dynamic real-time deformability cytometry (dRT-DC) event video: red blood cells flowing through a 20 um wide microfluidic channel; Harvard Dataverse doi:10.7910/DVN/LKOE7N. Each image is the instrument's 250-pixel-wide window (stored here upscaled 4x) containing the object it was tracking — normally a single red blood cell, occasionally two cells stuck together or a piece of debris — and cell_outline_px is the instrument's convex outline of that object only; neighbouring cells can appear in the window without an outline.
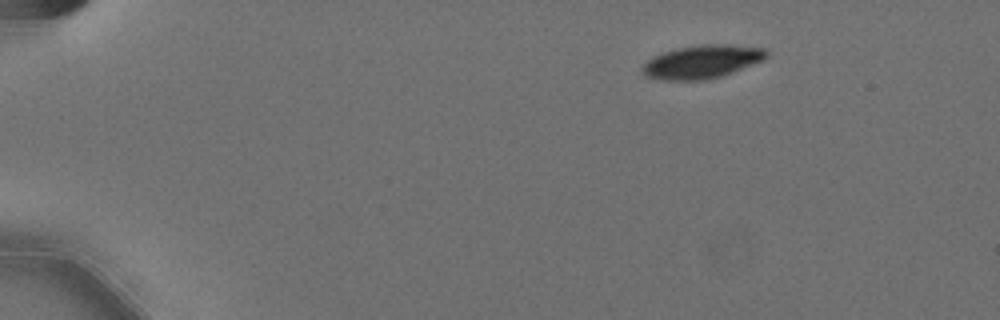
{"species": "Egyptian fruit bat (a non-hibernating species)", "species_latin": "Rousettus aegyptiacus", "temperature_condition": "cold", "stored_images_in_passage": 42, "camera_frame_rate_fps": 3000, "um_per_image_px": 0.085, "animal": {"sex": "female"}, "frame": {"image": 1, "passage_image": 1, "time_ms": 0.0, "image_size_px": [1000, 320], "cell_outline_px": [[768, 56], [764, 60], [732, 72], [720, 76], [704, 80], [660, 80], [644, 76], [640, 72], [640, 68], [648, 60], [664, 52], [680, 48], [700, 44], [728, 44], [764, 48], [768, 52]], "centroid_in_image_um": [59.66, 5.25], "position_along_channel_um": 25.3, "area_um2": 24.04}}
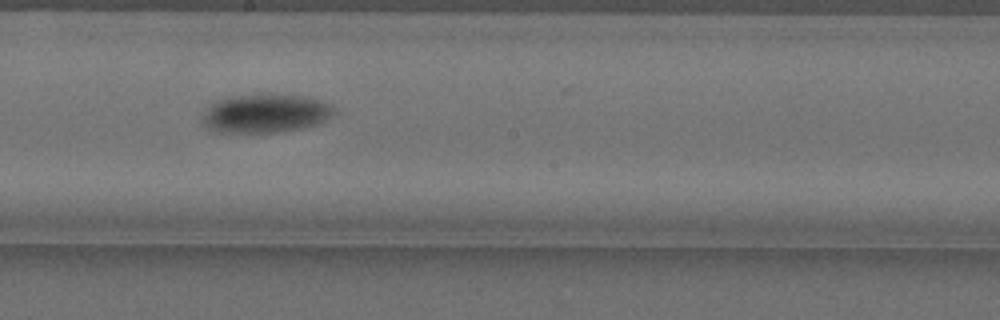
{"frame": {"image": 2, "passage_image": 26, "time_ms": 8.333, "image_size_px": [1000, 320], "cell_outline_px": [[336, 112], [332, 116], [316, 124], [300, 128], [276, 132], [220, 132], [204, 128], [204, 116], [208, 108], [212, 104], [220, 100], [232, 96], [304, 96], [320, 100], [332, 104], [336, 108]], "centroid_in_image_um": [22.61, 9.66], "position_along_channel_um": 225.6, "area_um2": 28.84}}
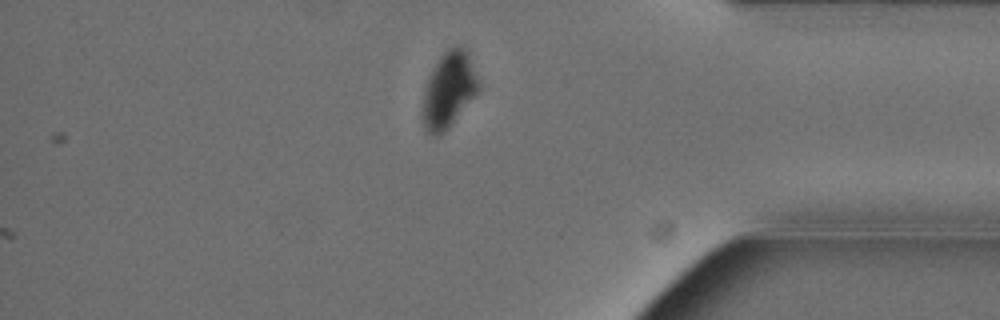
{"frame": {"image": 3, "passage_image": 42, "time_ms": 13.667, "image_size_px": [1000, 320], "cell_outline_px": [[480, 88], [448, 128], [440, 136], [436, 136], [424, 132], [420, 116], [424, 88], [428, 76], [440, 56], [448, 48], [464, 48], [468, 56], [480, 84]], "centroid_in_image_um": [38.06, 7.72], "position_along_channel_um": 397.1, "area_um2": 24.57}, "authors_computed_cell_mechanics": {"area_um2": 28.0619, "velocity_mm_per_s": 3.5732, "shape_relaxation_time_tau1_ms": 2.9629, "shape_relaxation_time_tau2_ms": null, "deformation_change_tau1": 0.0915, "deformation_change_tau2": null}}